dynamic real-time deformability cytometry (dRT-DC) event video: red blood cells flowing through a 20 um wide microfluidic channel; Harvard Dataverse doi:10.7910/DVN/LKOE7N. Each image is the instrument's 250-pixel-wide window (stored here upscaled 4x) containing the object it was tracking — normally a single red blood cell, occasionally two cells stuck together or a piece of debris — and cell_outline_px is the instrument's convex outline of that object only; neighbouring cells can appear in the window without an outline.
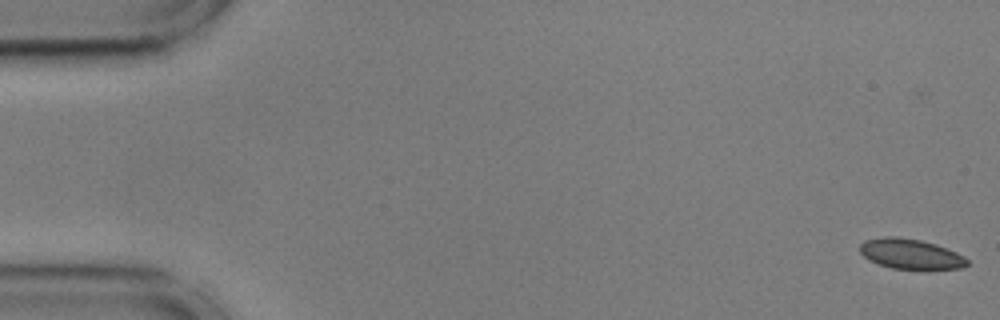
{"species": "common noctule bat (a hibernating species)", "species_latin": "Nyctalus noctula", "temperature_condition": "cold", "stored_images_in_passage": 20, "camera_frame_rate_fps": 3000, "um_per_image_px": 0.085, "animal": {"sex": "male", "body_mass_g": 17.9, "forearm_length_mm": 54.2}, "frame": {"image": 1, "passage_image": 1, "time_ms": 0.0, "image_size_px": [1000, 320], "cell_outline_px": [[968, 264], [960, 268], [892, 268], [868, 260], [860, 252], [860, 244], [864, 240], [884, 236], [896, 236], [920, 240], [936, 244], [956, 252], [964, 256], [968, 260]], "centroid_in_image_um": [77.36, 21.56], "position_along_channel_um": 7.6, "area_um2": 18.55}}
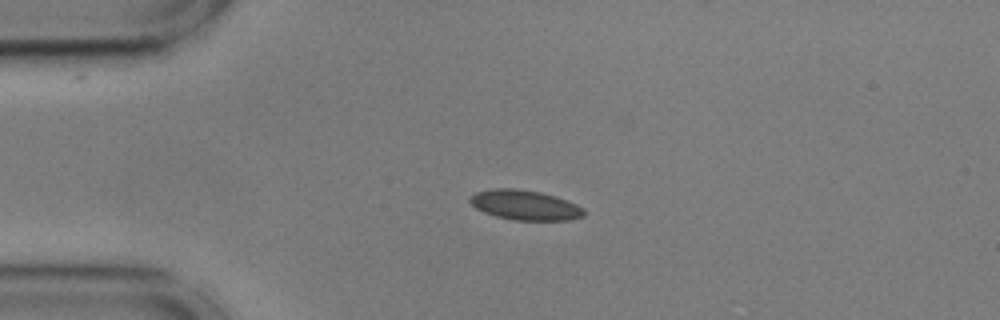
{"frame": {"image": 2, "passage_image": 13, "time_ms": 4.0, "image_size_px": [1000, 320], "cell_outline_px": [[584, 216], [568, 220], [516, 220], [496, 216], [484, 212], [476, 208], [468, 200], [476, 192], [496, 188], [516, 188], [540, 192], [556, 196], [576, 204], [584, 208]], "centroid_in_image_um": [44.64, 17.43], "position_along_channel_um": 40.4, "area_um2": 19.71}}